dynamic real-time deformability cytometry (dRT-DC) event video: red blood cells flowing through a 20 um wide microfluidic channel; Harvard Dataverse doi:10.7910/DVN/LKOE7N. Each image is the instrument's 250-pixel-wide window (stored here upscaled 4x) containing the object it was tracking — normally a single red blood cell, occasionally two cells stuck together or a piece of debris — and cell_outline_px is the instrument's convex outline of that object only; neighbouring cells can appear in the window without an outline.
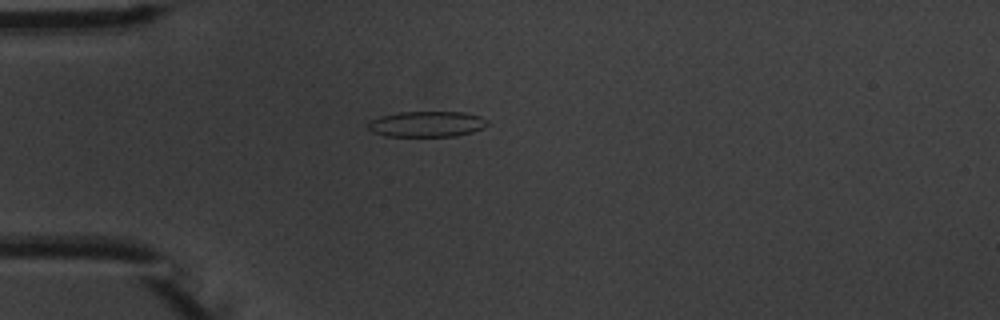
{"species": "common noctule bat (a hibernating species)", "species_latin": "Nyctalus noctula", "temperature_condition": "warm", "stored_images_in_passage": 4, "camera_frame_rate_fps": 3000, "um_per_image_px": 0.085, "animal": {"sex": "male", "body_mass_g": 20.1, "forearm_length_mm": 53.5}, "frame": {"image": 1, "passage_image": 4, "time_ms": 4.333, "image_size_px": [1000, 320], "cell_outline_px": [[488, 124], [484, 128], [472, 132], [456, 136], [384, 136], [372, 132], [368, 128], [368, 124], [372, 120], [380, 116], [400, 112], [464, 112], [480, 116], [488, 120]], "centroid_in_image_um": [36.3, 10.55], "position_along_channel_um": 48.7, "area_um2": 17.92}}